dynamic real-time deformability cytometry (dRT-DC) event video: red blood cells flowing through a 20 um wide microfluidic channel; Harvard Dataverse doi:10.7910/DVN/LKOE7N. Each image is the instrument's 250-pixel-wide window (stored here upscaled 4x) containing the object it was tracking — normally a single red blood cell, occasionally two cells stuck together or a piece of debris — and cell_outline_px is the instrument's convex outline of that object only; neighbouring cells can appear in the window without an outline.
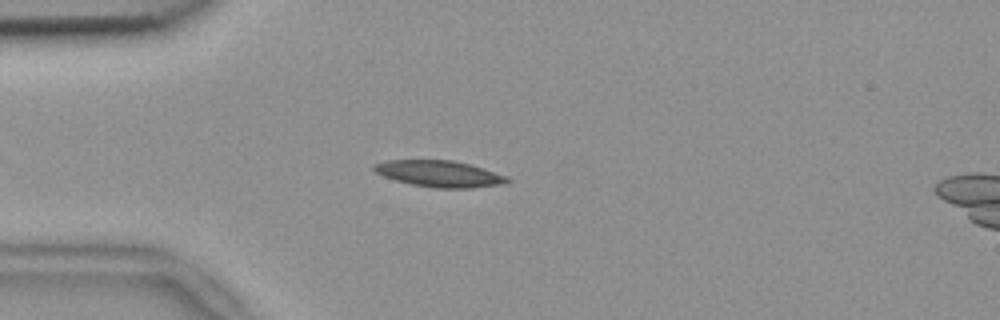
{"species": "common noctule bat (a hibernating species)", "species_latin": "Nyctalus noctula", "temperature_condition": "room temperature", "stored_images_in_passage": 36, "camera_frame_rate_fps": 3000, "um_per_image_px": 0.085, "animal": {"sex": "female", "body_mass_g": 18.4}, "frame": {"image": 1, "passage_image": 5, "time_ms": 1.333, "image_size_px": [1000, 320], "cell_outline_px": [[512, 180], [496, 184], [472, 188], [436, 188], [412, 184], [396, 180], [384, 176], [376, 172], [372, 168], [372, 164], [388, 160], [452, 160], [468, 164], [508, 176]], "centroid_in_image_um": [37.3, 14.76], "position_along_channel_um": 47.7, "area_um2": 20.17}}
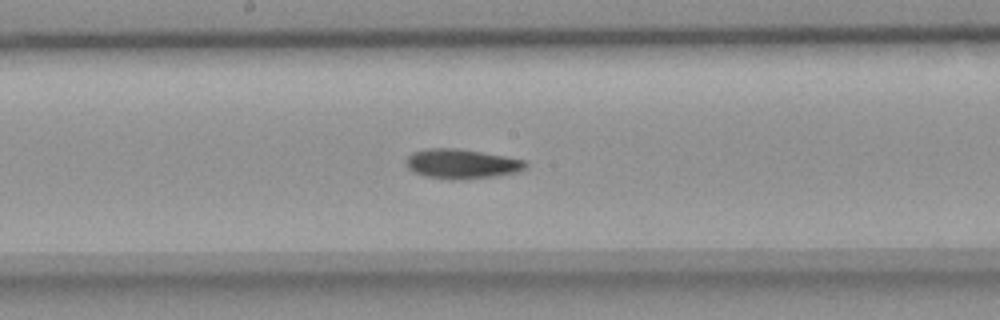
{"frame": {"image": 2, "passage_image": 19, "time_ms": 6.0, "image_size_px": [1000, 320], "cell_outline_px": [[528, 164], [524, 168], [516, 172], [496, 176], [456, 180], [452, 180], [424, 176], [412, 172], [408, 168], [408, 156], [412, 152], [424, 148], [456, 148], [504, 156], [524, 160]], "centroid_in_image_um": [39.21, 13.93], "position_along_channel_um": 209.0, "area_um2": 20.52}}
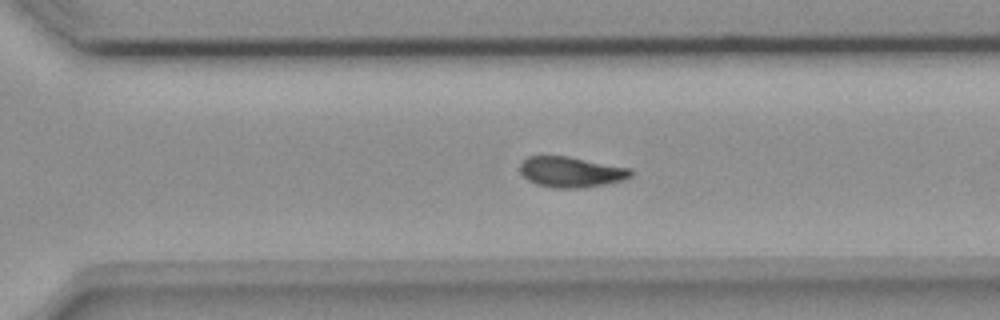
{"frame": {"image": 3, "passage_image": 28, "time_ms": 9.0, "image_size_px": [1000, 320], "cell_outline_px": [[636, 172], [632, 176], [624, 180], [584, 188], [556, 188], [536, 184], [528, 180], [520, 172], [520, 160], [528, 156], [568, 156], [632, 168]], "centroid_in_image_um": [48.57, 14.61], "position_along_channel_um": 322.0, "area_um2": 20.06}, "authors_computed_cell_mechanics": {"area_um2": 20.0855, "velocity_mm_per_s": 3.7779, "shape_relaxation_time_tau1_ms": 4.5462, "shape_relaxation_time_tau2_ms": 7.1586, "deformation_change_tau1": 0.1418, "deformation_change_tau2": 0.1457}}